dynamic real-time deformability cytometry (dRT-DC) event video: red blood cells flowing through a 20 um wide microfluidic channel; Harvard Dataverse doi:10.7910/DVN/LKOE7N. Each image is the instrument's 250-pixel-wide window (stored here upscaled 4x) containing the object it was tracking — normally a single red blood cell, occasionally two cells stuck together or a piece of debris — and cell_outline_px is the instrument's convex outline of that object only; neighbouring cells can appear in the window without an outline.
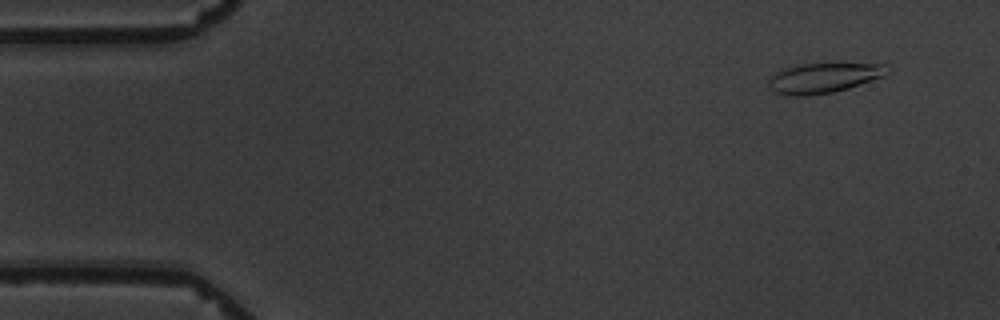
{"species": "common noctule bat (a hibernating species)", "species_latin": "Nyctalus noctula", "temperature_condition": "warm", "stored_images_in_passage": 4, "camera_frame_rate_fps": 3000, "um_per_image_px": 0.085, "animal": {"sex": "male", "body_mass_g": 19.5, "forearm_length_mm": 54.6}, "frame": {"image": 1, "passage_image": 2, "time_ms": 1.0, "image_size_px": [1000, 320], "cell_outline_px": [[888, 72], [884, 76], [848, 88], [832, 92], [804, 96], [796, 96], [772, 92], [768, 84], [768, 80], [776, 72], [784, 68], [800, 64], [884, 64]], "centroid_in_image_um": [69.95, 6.63], "position_along_channel_um": 15.0, "area_um2": 20.4}}